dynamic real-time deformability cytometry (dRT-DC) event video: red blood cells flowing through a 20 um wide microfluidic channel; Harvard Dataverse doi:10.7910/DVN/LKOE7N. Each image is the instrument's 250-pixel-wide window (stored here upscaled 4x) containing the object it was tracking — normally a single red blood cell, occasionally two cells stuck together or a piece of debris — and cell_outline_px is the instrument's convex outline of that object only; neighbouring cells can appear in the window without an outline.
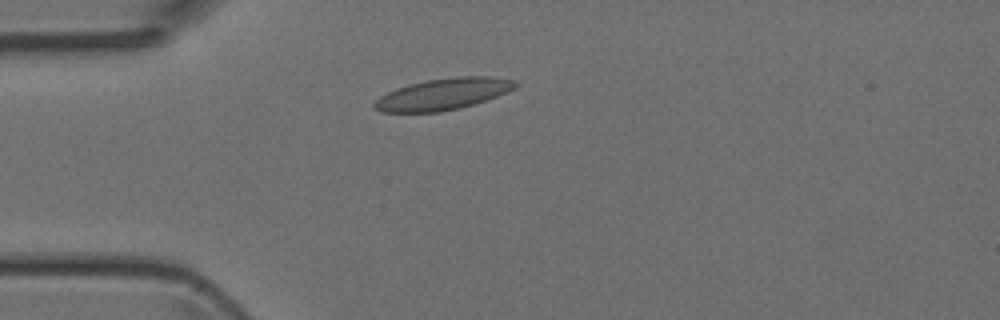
{"species": "Egyptian fruit bat (a non-hibernating species)", "species_latin": "Rousettus aegyptiacus", "temperature_condition": "room temperature", "stored_images_in_passage": 38, "camera_frame_rate_fps": 3000, "um_per_image_px": 0.085, "animal": {"sex": "female"}, "frame": {"image": 1, "passage_image": 1, "time_ms": 0.0, "image_size_px": [1000, 320], "cell_outline_px": [[520, 84], [516, 88], [496, 96], [460, 108], [440, 112], [380, 112], [372, 104], [380, 96], [396, 88], [408, 84], [428, 80], [456, 76], [488, 76], [516, 80]], "centroid_in_image_um": [37.67, 7.99], "position_along_channel_um": 47.3, "area_um2": 25.78}}
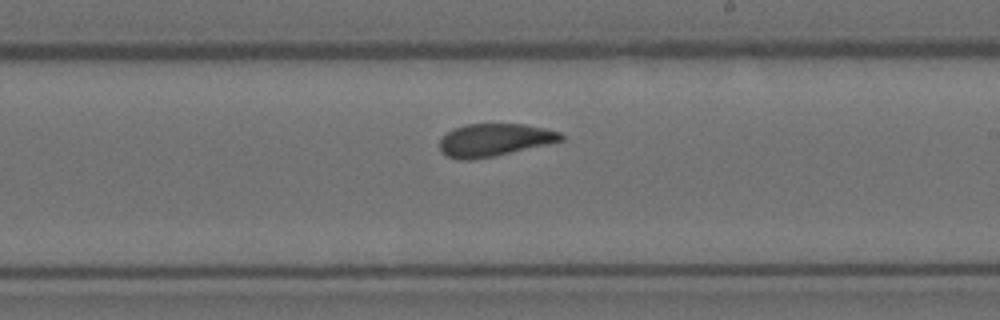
{"frame": {"image": 2, "passage_image": 17, "time_ms": 5.333, "image_size_px": [1000, 320], "cell_outline_px": [[564, 140], [492, 156], [468, 160], [460, 160], [448, 156], [440, 152], [440, 140], [448, 132], [464, 124], [524, 124], [544, 128], [560, 132], [564, 136]], "centroid_in_image_um": [42.01, 11.89], "position_along_channel_um": 247.0, "area_um2": 22.72}}
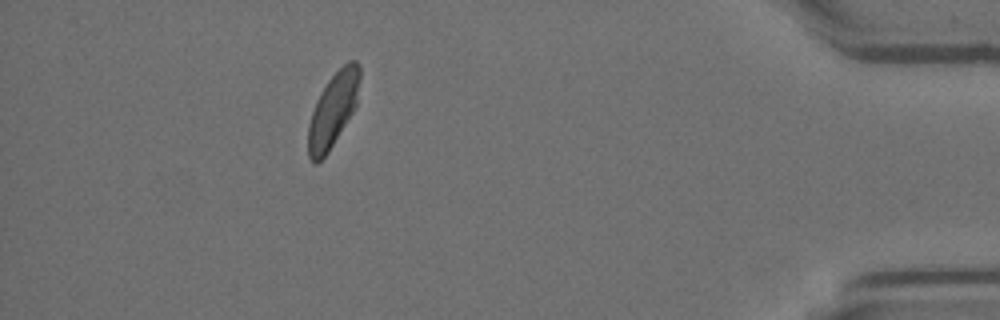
{"frame": {"image": 3, "passage_image": 33, "time_ms": 10.667, "image_size_px": [1000, 320], "cell_outline_px": [[360, 76], [356, 104], [352, 112], [328, 152], [316, 164], [312, 164], [308, 156], [308, 124], [316, 100], [320, 92], [328, 80], [348, 60], [356, 60], [360, 68]], "centroid_in_image_um": [28.28, 9.34], "position_along_channel_um": 406.9, "area_um2": 22.02}}